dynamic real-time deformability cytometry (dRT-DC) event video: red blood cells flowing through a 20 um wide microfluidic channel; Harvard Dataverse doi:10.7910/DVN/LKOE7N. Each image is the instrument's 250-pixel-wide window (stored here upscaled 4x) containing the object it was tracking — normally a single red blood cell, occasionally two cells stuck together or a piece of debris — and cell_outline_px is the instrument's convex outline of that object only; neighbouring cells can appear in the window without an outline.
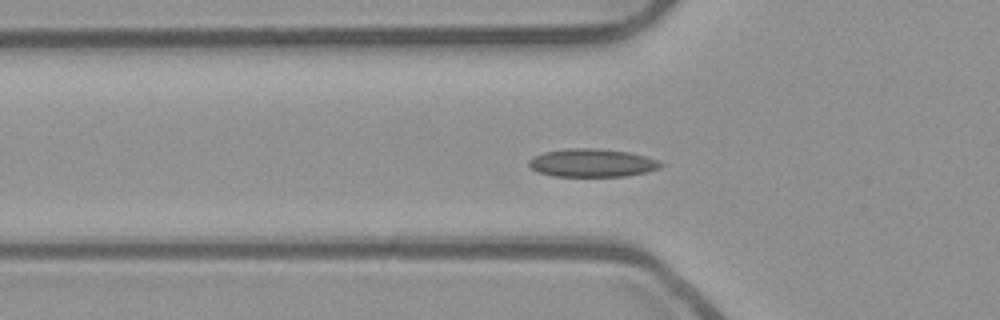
{"species": "common noctule bat (a hibernating species)", "species_latin": "Nyctalus noctula", "temperature_condition": "room temperature", "stored_images_in_passage": 30, "camera_frame_rate_fps": 3000, "um_per_image_px": 0.085, "animal": {"sex": "male", "body_mass_g": 23.1, "forearm_length_mm": 52.7}, "frame": {"image": 1, "passage_image": 18, "time_ms": 5.667, "image_size_px": [1000, 320], "cell_outline_px": [[664, 164], [660, 168], [648, 172], [624, 176], [552, 176], [536, 172], [528, 164], [528, 160], [532, 156], [544, 152], [568, 148], [596, 148], [628, 152], [644, 156], [656, 160]], "centroid_in_image_um": [50.29, 13.85], "position_along_channel_um": 75.5, "area_um2": 21.68}}
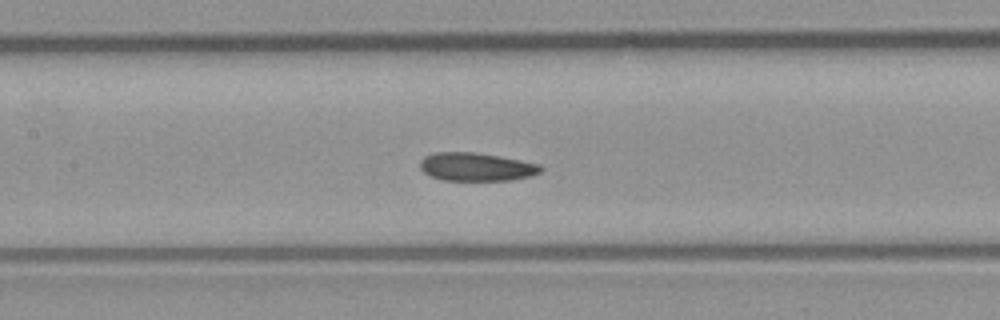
{"frame": {"image": 2, "passage_image": 25, "time_ms": 8.0, "image_size_px": [1000, 320], "cell_outline_px": [[544, 168], [540, 172], [532, 176], [512, 180], [440, 180], [428, 176], [420, 168], [420, 160], [424, 156], [436, 152], [472, 152], [500, 156], [540, 164]], "centroid_in_image_um": [40.48, 14.18], "position_along_channel_um": 166.9, "area_um2": 20.06}}
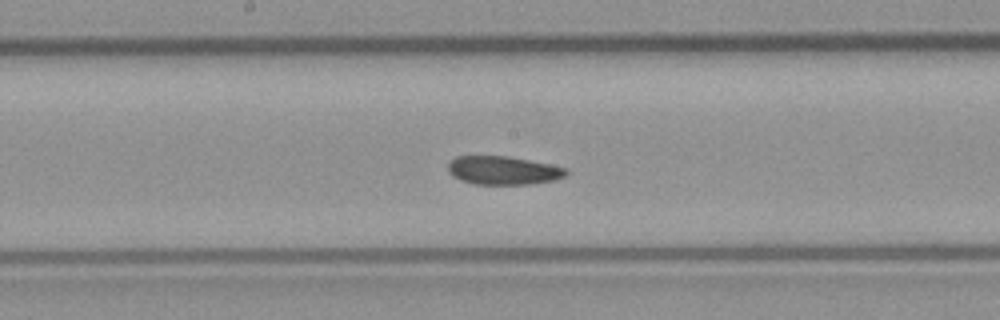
{"frame": {"image": 3, "passage_image": 28, "time_ms": 9.0, "image_size_px": [1000, 320], "cell_outline_px": [[568, 172], [564, 176], [556, 180], [532, 184], [472, 184], [460, 180], [452, 176], [448, 172], [448, 164], [456, 156], [508, 156], [568, 168]], "centroid_in_image_um": [42.76, 14.49], "position_along_channel_um": 205.4, "area_um2": 19.65}}